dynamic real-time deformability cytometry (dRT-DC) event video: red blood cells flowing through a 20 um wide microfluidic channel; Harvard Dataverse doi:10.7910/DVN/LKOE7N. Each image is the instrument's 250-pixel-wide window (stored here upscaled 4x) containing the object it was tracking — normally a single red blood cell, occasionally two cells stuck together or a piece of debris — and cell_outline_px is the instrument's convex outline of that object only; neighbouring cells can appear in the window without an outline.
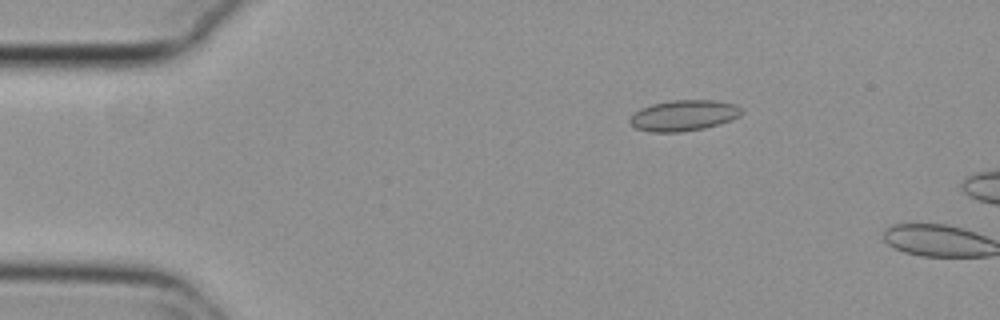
{"species": "common noctule bat (a hibernating species)", "species_latin": "Nyctalus noctula", "temperature_condition": "cold", "stored_images_in_passage": 5, "camera_frame_rate_fps": 3000, "um_per_image_px": 0.085, "animal": {"sex": "female", "body_mass_g": 29.2, "forearm_length_mm": 56.3}, "frame": {"image": 1, "passage_image": 3, "time_ms": 0.667, "image_size_px": [1000, 320], "cell_outline_px": [[740, 116], [720, 124], [704, 128], [680, 132], [652, 132], [636, 128], [628, 120], [640, 108], [652, 104], [672, 100], [716, 100], [736, 104], [740, 108]], "centroid_in_image_um": [58.12, 9.81], "position_along_channel_um": 26.9, "area_um2": 19.94}}